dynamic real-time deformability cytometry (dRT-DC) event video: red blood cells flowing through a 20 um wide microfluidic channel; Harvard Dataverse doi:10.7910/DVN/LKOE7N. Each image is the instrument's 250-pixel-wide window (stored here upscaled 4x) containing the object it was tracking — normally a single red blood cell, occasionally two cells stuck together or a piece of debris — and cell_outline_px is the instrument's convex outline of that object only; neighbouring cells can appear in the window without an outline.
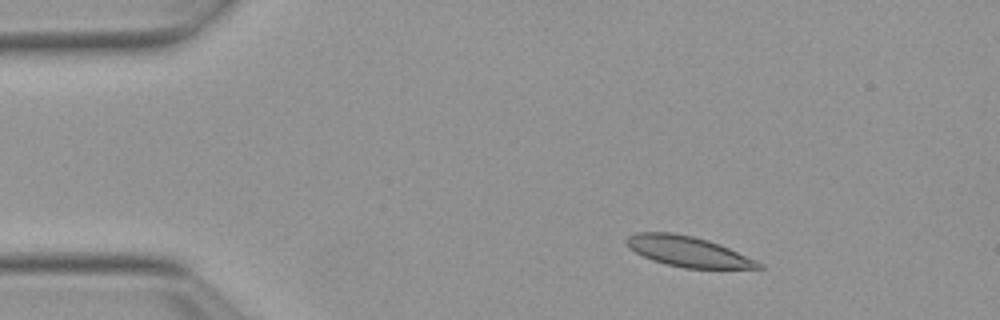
{"species": "Egyptian fruit bat (a non-hibernating species)", "species_latin": "Rousettus aegyptiacus", "temperature_condition": "warm", "stored_images_in_passage": 46, "camera_frame_rate_fps": 3000, "um_per_image_px": 0.085, "animal": {"sex": "female"}, "frame": {"image": 1, "passage_image": 1, "time_ms": 0.0, "image_size_px": [1000, 320], "cell_outline_px": [[764, 268], [684, 268], [652, 260], [636, 252], [624, 240], [628, 236], [636, 232], [672, 232], [692, 236], [708, 240], [720, 244], [756, 260], [764, 264]], "centroid_in_image_um": [58.5, 21.37], "position_along_channel_um": 26.5, "area_um2": 23.12}}
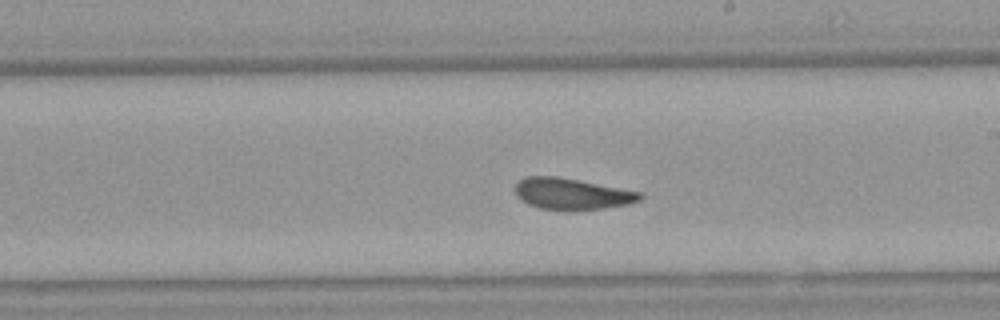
{"frame": {"image": 2, "passage_image": 23, "time_ms": 7.333, "image_size_px": [1000, 320], "cell_outline_px": [[644, 196], [640, 200], [628, 204], [604, 208], [540, 208], [528, 204], [520, 200], [516, 196], [516, 184], [524, 176], [556, 176], [640, 192]], "centroid_in_image_um": [48.57, 16.45], "position_along_channel_um": 240.4, "area_um2": 22.02}}
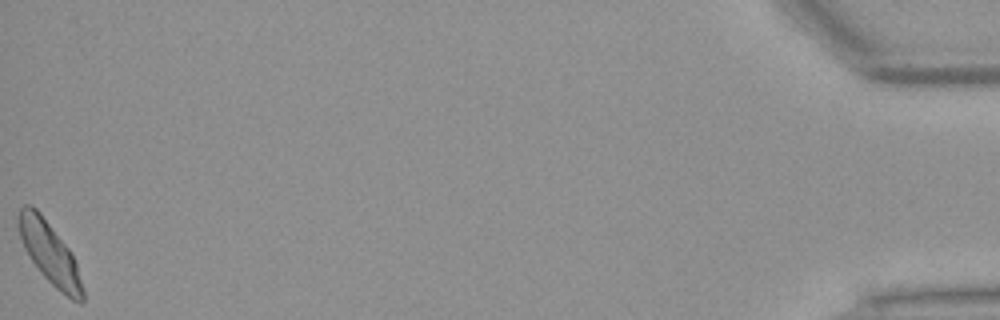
{"frame": {"image": 3, "passage_image": 46, "time_ms": 15.0, "image_size_px": [1000, 320], "cell_outline_px": [[84, 300], [80, 304], [72, 300], [60, 292], [40, 272], [28, 256], [24, 248], [16, 224], [16, 216], [20, 208], [24, 204], [32, 204], [40, 212], [72, 252], [76, 264], [84, 292]], "centroid_in_image_um": [4.19, 21.48], "position_along_channel_um": 431.0, "area_um2": 23.35}, "authors_computed_cell_mechanics": {"area_um2": 23.0622, "velocity_mm_per_s": 3.8181, "shape_relaxation_time_tau1_ms": 5.994, "shape_relaxation_time_tau2_ms": 1.8012, "deformation_change_tau1": 0.1491, "deformation_change_tau2": 0.0862}}